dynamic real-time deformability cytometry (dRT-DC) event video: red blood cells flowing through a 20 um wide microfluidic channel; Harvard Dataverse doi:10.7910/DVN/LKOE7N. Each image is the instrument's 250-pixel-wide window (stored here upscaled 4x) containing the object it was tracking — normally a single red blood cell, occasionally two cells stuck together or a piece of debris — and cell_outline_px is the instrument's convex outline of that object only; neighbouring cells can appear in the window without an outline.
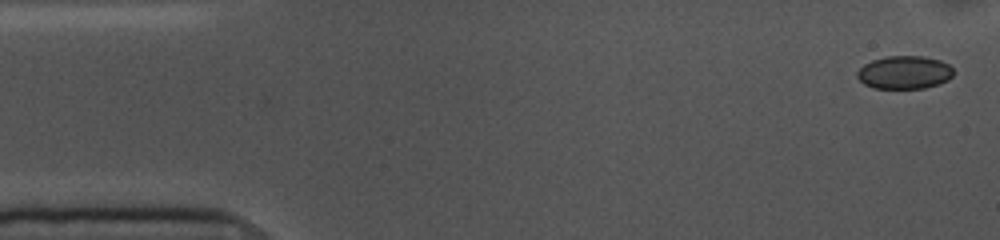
{"species": "common noctule bat (a hibernating species)", "species_latin": "Nyctalus noctula", "temperature_condition": "cold", "stored_images_in_passage": 44, "camera_frame_rate_fps": 3000, "um_per_image_px": 0.085, "animal": {"sex": "female", "body_mass_g": 10.0, "forearm_length_mm": 53.1}, "frame": {"image": 1, "passage_image": 1, "time_ms": 0.0, "image_size_px": [1000, 240], "cell_outline_px": [[952, 76], [948, 80], [940, 84], [924, 88], [872, 88], [864, 84], [856, 76], [856, 72], [864, 64], [872, 60], [888, 56], [924, 56], [940, 60], [948, 64], [952, 68]], "centroid_in_image_um": [76.87, 6.15], "position_along_channel_um": 8.1, "area_um2": 18.61}}
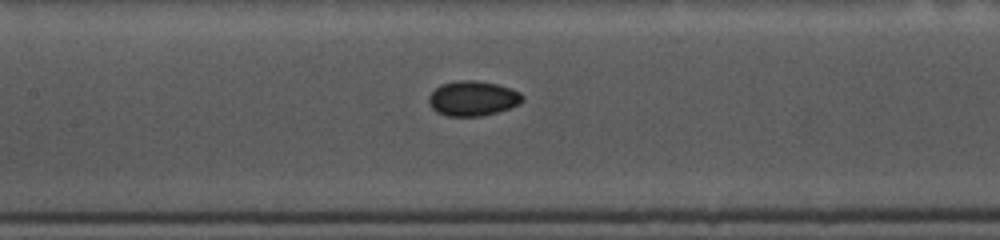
{"frame": {"image": 2, "passage_image": 23, "time_ms": 7.333, "image_size_px": [1000, 240], "cell_outline_px": [[524, 100], [520, 104], [496, 112], [480, 116], [448, 116], [436, 112], [428, 104], [428, 96], [440, 84], [460, 80], [476, 80], [496, 84], [512, 88], [520, 92], [524, 96]], "centroid_in_image_um": [40.18, 8.36], "position_along_channel_um": 167.2, "area_um2": 19.19}}
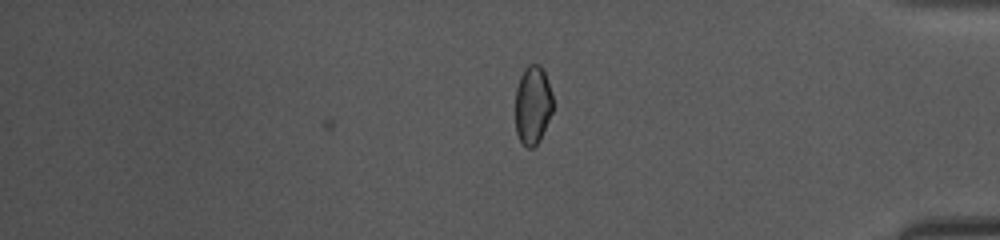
{"frame": {"image": 3, "passage_image": 44, "time_ms": 14.333, "image_size_px": [1000, 240], "cell_outline_px": [[552, 112], [540, 140], [532, 148], [528, 148], [520, 140], [516, 132], [516, 88], [520, 76], [524, 68], [528, 64], [540, 64], [544, 68], [552, 92]], "centroid_in_image_um": [45.29, 8.88], "position_along_channel_um": 389.9, "area_um2": 17.34}, "authors_computed_cell_mechanics": {"area_um2": 18.496, "velocity_mm_per_s": 3.6048, "shape_relaxation_time_tau1_ms": 3.9209, "shape_relaxation_time_tau2_ms": 6.8926, "deformation_change_tau1": 0.0483, "deformation_change_tau2": 0.0631}}